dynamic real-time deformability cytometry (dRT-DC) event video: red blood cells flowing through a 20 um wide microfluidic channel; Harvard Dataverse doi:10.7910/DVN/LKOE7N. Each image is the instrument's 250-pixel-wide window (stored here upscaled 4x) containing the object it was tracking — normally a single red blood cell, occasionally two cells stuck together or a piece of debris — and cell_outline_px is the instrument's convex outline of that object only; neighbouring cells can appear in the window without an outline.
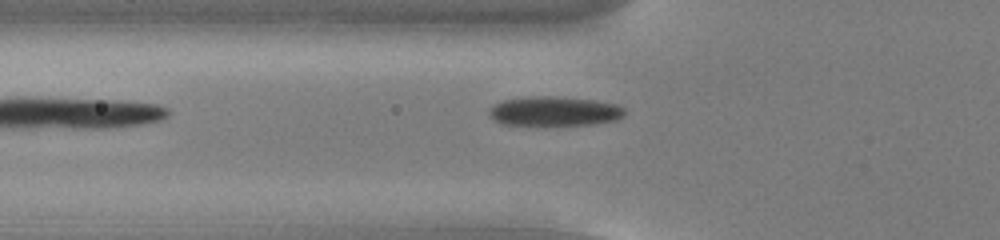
{"species": "common noctule bat (a hibernating species)", "species_latin": "Nyctalus noctula", "temperature_condition": "cold", "stored_images_in_passage": 34, "camera_frame_rate_fps": 3000, "um_per_image_px": 0.085, "animal": {"sex": "male", "body_mass_g": 13.0, "forearm_length_mm": 53.1}, "frame": {"image": 1, "passage_image": 3, "time_ms": 0.667, "image_size_px": [1000, 240], "cell_outline_px": [[624, 116], [616, 120], [596, 124], [544, 128], [500, 124], [492, 120], [488, 116], [488, 108], [504, 100], [528, 96], [548, 96], [592, 100], [616, 104], [624, 108]], "centroid_in_image_um": [47.04, 9.52], "position_along_channel_um": 78.8, "area_um2": 24.45}}
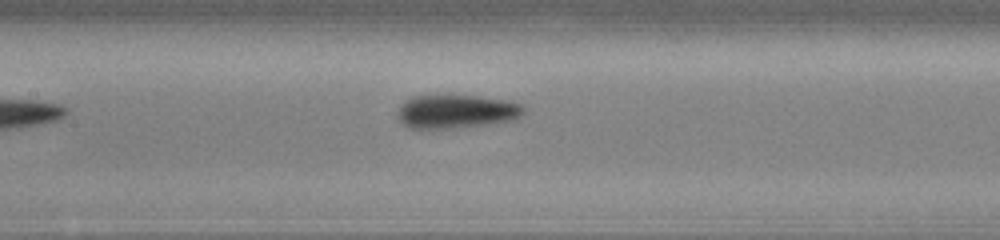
{"frame": {"image": 2, "passage_image": 10, "time_ms": 3.0, "image_size_px": [1000, 240], "cell_outline_px": [[524, 112], [508, 120], [488, 124], [452, 128], [408, 128], [396, 116], [396, 112], [400, 104], [404, 100], [412, 96], [480, 96], [508, 100], [520, 104], [524, 108]], "centroid_in_image_um": [38.7, 9.47], "position_along_channel_um": 168.7, "area_um2": 24.45}}
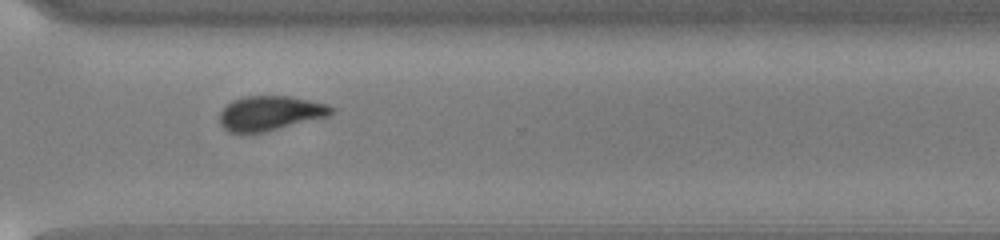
{"frame": {"image": 3, "passage_image": 24, "time_ms": 7.667, "image_size_px": [1000, 240], "cell_outline_px": [[336, 108], [328, 116], [264, 132], [228, 132], [220, 124], [220, 112], [232, 100], [248, 96], [288, 96], [328, 104]], "centroid_in_image_um": [22.96, 9.61], "position_along_channel_um": 347.6, "area_um2": 22.25}, "authors_computed_cell_mechanics": {"area_um2": 24.3627, "velocity_mm_per_s": 3.8413, "shape_relaxation_time_tau1_ms": 2.883, "shape_relaxation_time_tau2_ms": 5.7961, "deformation_change_tau1": 0.1005, "deformation_change_tau2": 0.1074}}